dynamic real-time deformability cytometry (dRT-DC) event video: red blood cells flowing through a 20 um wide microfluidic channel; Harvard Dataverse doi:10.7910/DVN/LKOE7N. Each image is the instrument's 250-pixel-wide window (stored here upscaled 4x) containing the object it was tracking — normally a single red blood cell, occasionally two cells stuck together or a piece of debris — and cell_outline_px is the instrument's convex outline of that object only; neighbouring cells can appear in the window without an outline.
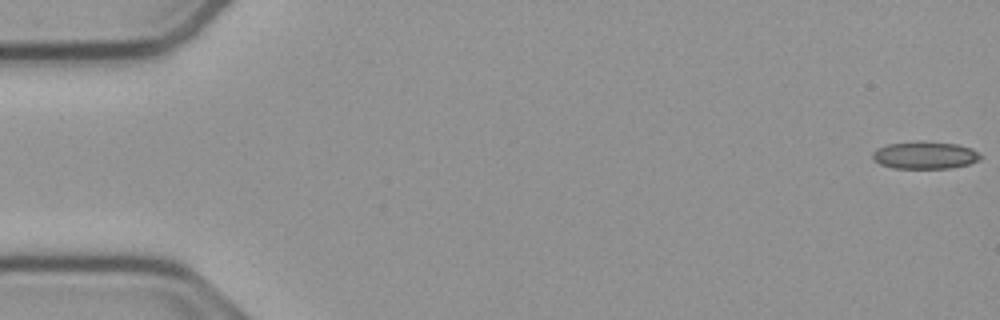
{"species": "common noctule bat (a hibernating species)", "species_latin": "Nyctalus noctula", "temperature_condition": "cold", "stored_images_in_passage": 55, "camera_frame_rate_fps": 3000, "um_per_image_px": 0.085, "animal": {"sex": "male", "body_mass_g": 23.1, "forearm_length_mm": 52.7}, "frame": {"image": 1, "passage_image": 1, "time_ms": 0.0, "image_size_px": [1000, 320], "cell_outline_px": [[980, 160], [968, 164], [952, 168], [892, 168], [880, 164], [872, 160], [872, 152], [876, 148], [884, 144], [916, 140], [920, 140], [956, 144], [972, 148], [980, 156]], "centroid_in_image_um": [78.54, 13.17], "position_along_channel_um": 6.5, "area_um2": 17.57}}
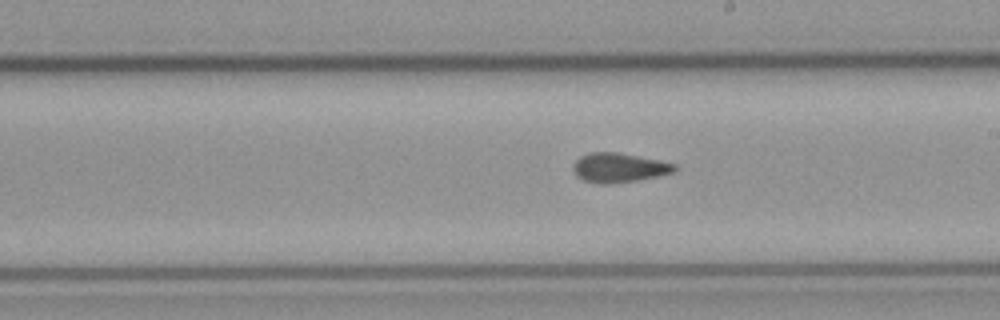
{"frame": {"image": 2, "passage_image": 31, "time_ms": 10.0, "image_size_px": [1000, 320], "cell_outline_px": [[676, 168], [672, 172], [656, 176], [636, 180], [604, 184], [584, 180], [576, 176], [572, 168], [576, 160], [580, 156], [588, 152], [620, 152], [676, 164]], "centroid_in_image_um": [52.56, 14.23], "position_along_channel_um": 236.4, "area_um2": 17.11}}
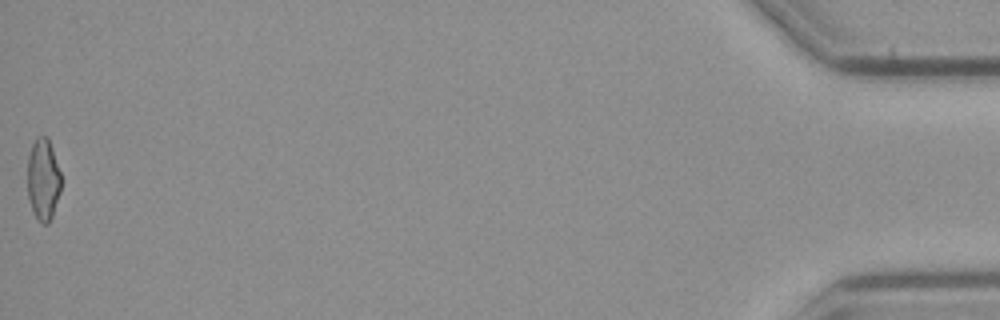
{"frame": {"image": 3, "passage_image": 55, "time_ms": 18.0, "image_size_px": [1000, 320], "cell_outline_px": [[60, 192], [52, 216], [48, 224], [44, 224], [36, 216], [32, 208], [28, 196], [28, 156], [32, 144], [36, 136], [48, 136], [60, 172]], "centroid_in_image_um": [3.67, 15.21], "position_along_channel_um": 431.5, "area_um2": 15.78}, "authors_computed_cell_mechanics": {"area_um2": 17.2244, "velocity_mm_per_s": 3.7782, "shape_relaxation_time_tau1_ms": null, "shape_relaxation_time_tau2_ms": 2.1264, "deformation_change_tau1": null, "deformation_change_tau2": 0.0892}}